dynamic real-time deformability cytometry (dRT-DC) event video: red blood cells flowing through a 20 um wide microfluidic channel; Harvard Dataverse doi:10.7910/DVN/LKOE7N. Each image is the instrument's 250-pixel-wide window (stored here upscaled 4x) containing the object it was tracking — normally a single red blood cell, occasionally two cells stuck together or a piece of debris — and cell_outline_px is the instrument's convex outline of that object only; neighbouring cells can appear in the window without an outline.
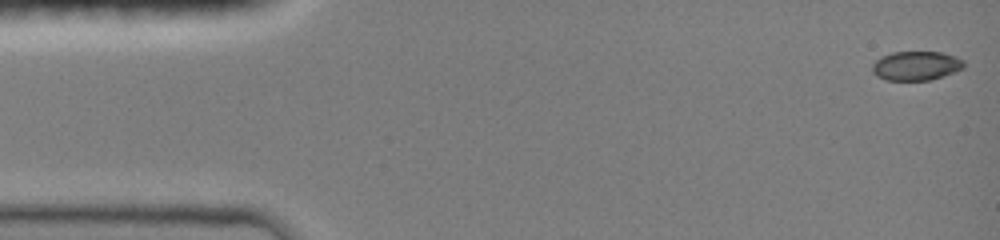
{"species": "common noctule bat (a hibernating species)", "species_latin": "Nyctalus noctula", "temperature_condition": "room temperature", "stored_images_in_passage": 47, "camera_frame_rate_fps": 3000, "um_per_image_px": 0.085, "animal": {"sex": "female", "body_mass_g": 19.0, "forearm_length_mm": 51.5}, "frame": {"image": 1, "passage_image": 1, "time_ms": 0.0, "image_size_px": [1000, 240], "cell_outline_px": [[964, 68], [928, 80], [884, 80], [876, 76], [872, 72], [872, 64], [880, 56], [892, 52], [940, 52], [964, 60]], "centroid_in_image_um": [77.8, 5.59], "position_along_channel_um": 7.2, "area_um2": 15.43}}
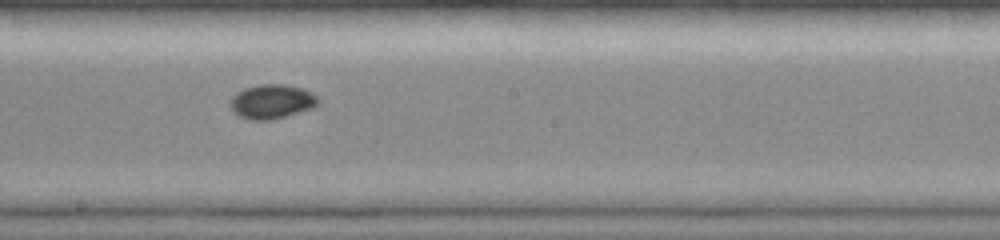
{"frame": {"image": 2, "passage_image": 26, "time_ms": 8.333, "image_size_px": [1000, 240], "cell_outline_px": [[320, 104], [312, 108], [272, 120], [248, 120], [240, 116], [228, 104], [232, 96], [236, 92], [244, 88], [260, 84], [284, 84], [300, 88], [316, 96], [320, 100]], "centroid_in_image_um": [23.08, 8.63], "position_along_channel_um": 225.1, "area_um2": 17.51}}
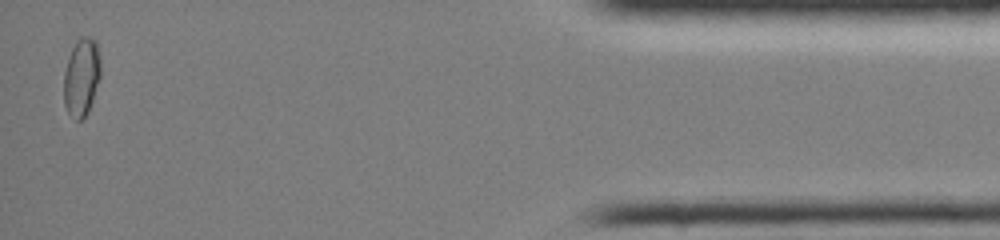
{"frame": {"image": 3, "passage_image": 46, "time_ms": 15.0, "image_size_px": [1000, 240], "cell_outline_px": [[100, 76], [88, 112], [84, 120], [76, 120], [68, 112], [64, 104], [64, 72], [68, 56], [76, 40], [84, 36], [92, 36], [96, 40], [100, 56]], "centroid_in_image_um": [6.93, 6.53], "position_along_channel_um": 428.3, "area_um2": 16.88}}